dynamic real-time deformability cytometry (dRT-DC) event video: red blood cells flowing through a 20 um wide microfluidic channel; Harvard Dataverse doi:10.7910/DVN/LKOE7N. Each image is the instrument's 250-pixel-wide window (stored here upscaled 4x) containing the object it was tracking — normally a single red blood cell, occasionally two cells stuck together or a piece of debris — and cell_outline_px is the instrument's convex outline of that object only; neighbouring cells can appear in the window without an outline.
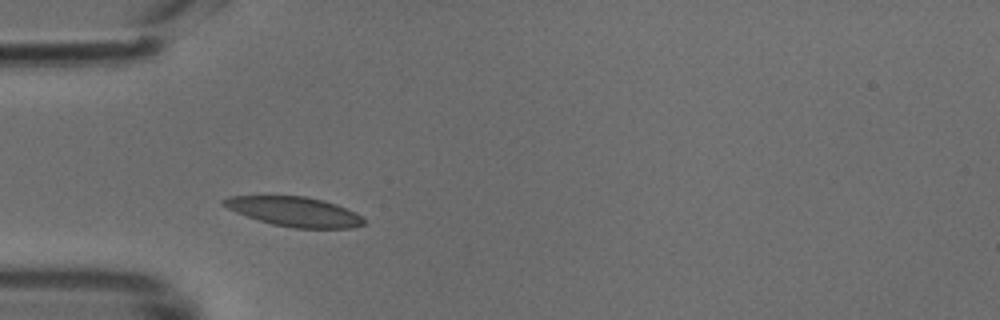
{"species": "common noctule bat (a hibernating species)", "species_latin": "Nyctalus noctula", "temperature_condition": "cold", "stored_images_in_passage": 36, "camera_frame_rate_fps": 3000, "um_per_image_px": 0.085, "animal": {"sex": "male", "body_mass_g": 18.8}, "frame": {"image": 1, "passage_image": 1, "time_ms": 0.0, "image_size_px": [1000, 320], "cell_outline_px": [[368, 220], [364, 224], [352, 228], [292, 228], [272, 224], [236, 212], [220, 204], [220, 200], [228, 196], [304, 196], [324, 200], [336, 204], [356, 212]], "centroid_in_image_um": [25.06, 17.99], "position_along_channel_um": 59.9, "area_um2": 24.28}}
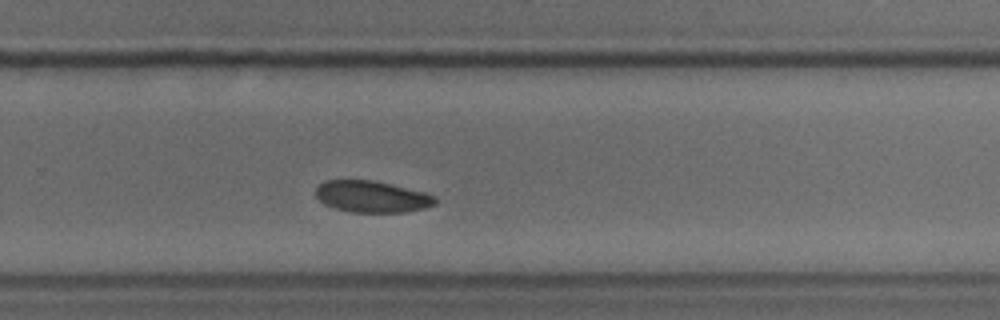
{"frame": {"image": 2, "passage_image": 19, "time_ms": 6.0, "image_size_px": [1000, 320], "cell_outline_px": [[436, 204], [428, 208], [404, 212], [352, 212], [336, 208], [324, 204], [316, 196], [316, 188], [324, 180], [372, 180], [424, 192], [436, 196]], "centroid_in_image_um": [31.63, 16.72], "position_along_channel_um": 298.2, "area_um2": 21.91}}
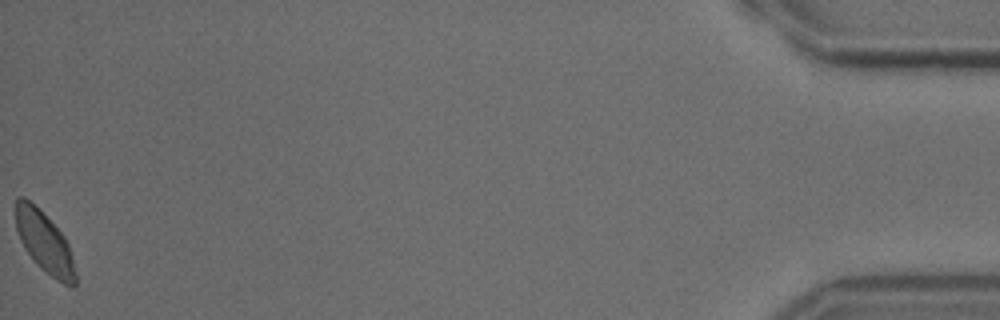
{"frame": {"image": 3, "passage_image": 36, "time_ms": 11.667, "image_size_px": [1000, 320], "cell_outline_px": [[76, 284], [72, 288], [56, 280], [40, 268], [32, 260], [24, 248], [20, 240], [16, 228], [16, 196], [24, 196], [64, 236], [68, 244], [72, 256], [76, 272]], "centroid_in_image_um": [3.78, 20.66], "position_along_channel_um": 431.4, "area_um2": 20.98}}